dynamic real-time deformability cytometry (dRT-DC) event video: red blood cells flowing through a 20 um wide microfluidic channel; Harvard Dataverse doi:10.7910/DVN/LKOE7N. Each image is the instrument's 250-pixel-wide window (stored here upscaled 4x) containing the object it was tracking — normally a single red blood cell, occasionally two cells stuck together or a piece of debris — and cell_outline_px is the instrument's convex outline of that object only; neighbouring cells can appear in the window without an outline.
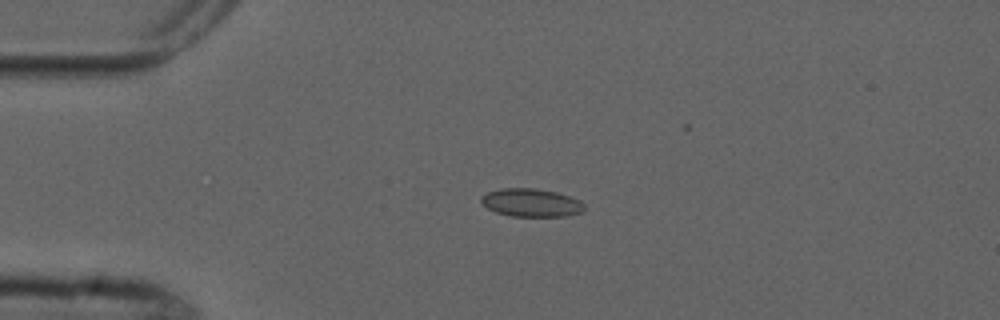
{"species": "common noctule bat (a hibernating species)", "species_latin": "Nyctalus noctula", "temperature_condition": "cold", "stored_images_in_passage": 3, "camera_frame_rate_fps": 3000, "um_per_image_px": 0.085, "animal": {"sex": "male", "forearm_length_mm": 52.5}, "frame": {"image": 1, "passage_image": 2, "time_ms": 2.0, "image_size_px": [1000, 320], "cell_outline_px": [[584, 208], [580, 212], [564, 216], [512, 216], [496, 212], [488, 208], [480, 200], [480, 196], [488, 192], [500, 188], [532, 188], [556, 192], [580, 200], [584, 204]], "centroid_in_image_um": [45.13, 17.22], "position_along_channel_um": 39.9, "area_um2": 16.7}}